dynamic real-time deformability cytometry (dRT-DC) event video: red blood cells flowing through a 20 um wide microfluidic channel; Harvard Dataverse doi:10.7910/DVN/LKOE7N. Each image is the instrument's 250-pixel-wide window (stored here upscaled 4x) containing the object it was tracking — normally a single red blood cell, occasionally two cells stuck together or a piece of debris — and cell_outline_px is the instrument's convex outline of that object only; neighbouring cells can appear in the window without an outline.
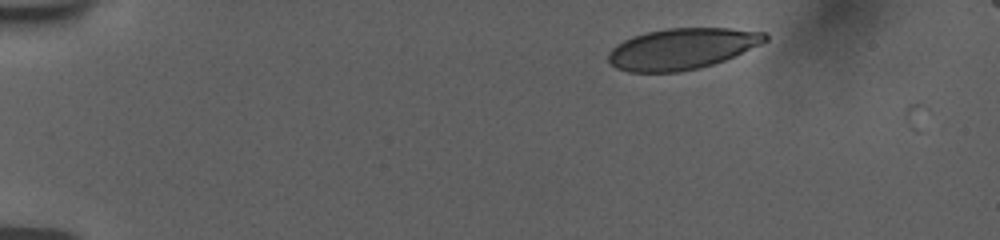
{"species": "human", "species_latin": "Homo sapiens", "temperature_condition": "room temperature", "stored_images_in_passage": 4, "camera_frame_rate_fps": 3000, "um_per_image_px": 0.085, "donor": {"sex": "female"}, "frame": {"image": 1, "passage_image": 3, "time_ms": 0.333, "image_size_px": [1000, 240], "cell_outline_px": [[768, 40], [760, 44], [724, 60], [712, 64], [680, 72], [628, 72], [616, 68], [608, 60], [608, 52], [616, 44], [632, 36], [648, 32], [668, 28], [732, 28], [764, 32], [768, 36]], "centroid_in_image_um": [57.94, 4.14], "position_along_channel_um": 27.1, "area_um2": 37.34}}